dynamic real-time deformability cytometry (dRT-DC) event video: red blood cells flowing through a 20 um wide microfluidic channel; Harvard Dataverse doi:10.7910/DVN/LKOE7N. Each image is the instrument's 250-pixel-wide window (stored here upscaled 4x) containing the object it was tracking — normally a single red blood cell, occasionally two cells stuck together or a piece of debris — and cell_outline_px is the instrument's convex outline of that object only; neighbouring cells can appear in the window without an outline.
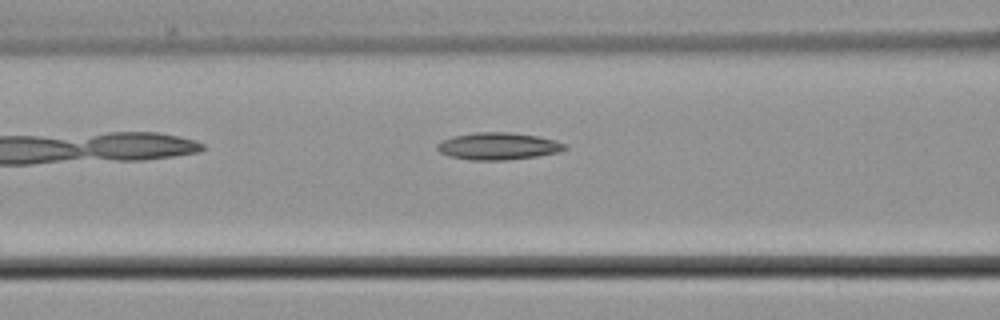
{"species": "common noctule bat (a hibernating species)", "species_latin": "Nyctalus noctula", "temperature_condition": "cold", "stored_images_in_passage": 3, "camera_frame_rate_fps": 3000, "um_per_image_px": 0.085, "animal": {"sex": "male", "body_mass_g": 21.5, "forearm_length_mm": 52.0}, "frame": {"image": 1, "passage_image": 3, "time_ms": 3.333, "image_size_px": [1000, 320], "cell_outline_px": [[568, 148], [560, 152], [536, 156], [504, 160], [472, 160], [448, 156], [440, 152], [436, 148], [436, 144], [440, 140], [452, 136], [476, 132], [512, 132], [536, 136], [556, 140], [568, 144]], "centroid_in_image_um": [42.34, 12.41], "position_along_channel_um": 124.3, "area_um2": 20.4}}